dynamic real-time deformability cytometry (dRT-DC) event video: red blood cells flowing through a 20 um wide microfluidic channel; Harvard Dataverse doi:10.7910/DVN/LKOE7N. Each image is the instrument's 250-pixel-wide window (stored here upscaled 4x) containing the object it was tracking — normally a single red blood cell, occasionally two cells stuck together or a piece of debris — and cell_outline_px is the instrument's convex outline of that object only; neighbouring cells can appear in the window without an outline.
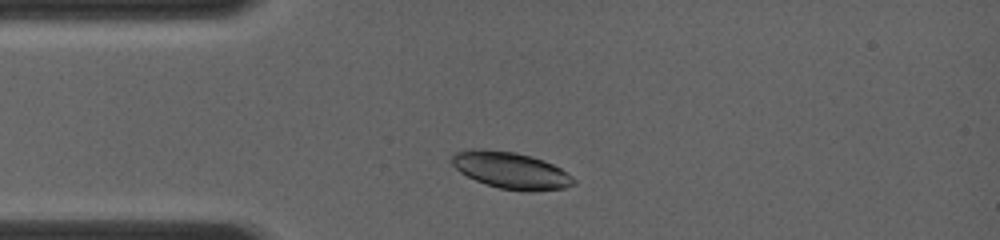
{"species": "common noctule bat (a hibernating species)", "species_latin": "Nyctalus noctula", "temperature_condition": "room temperature", "stored_images_in_passage": 3, "camera_frame_rate_fps": 4000, "um_per_image_px": 0.085, "animal": {"sex": "female", "body_mass_g": 19.0, "forearm_length_mm": 56.7}, "frame": {"image": 1, "passage_image": 1, "time_ms": 0.0, "image_size_px": [1000, 240], "cell_outline_px": [[576, 184], [564, 188], [532, 192], [528, 192], [500, 188], [484, 184], [460, 172], [448, 160], [456, 152], [468, 148], [480, 148], [516, 152], [532, 156], [544, 160], [560, 168], [572, 176], [576, 180]], "centroid_in_image_um": [43.41, 14.47], "position_along_channel_um": 41.6, "area_um2": 26.41}}